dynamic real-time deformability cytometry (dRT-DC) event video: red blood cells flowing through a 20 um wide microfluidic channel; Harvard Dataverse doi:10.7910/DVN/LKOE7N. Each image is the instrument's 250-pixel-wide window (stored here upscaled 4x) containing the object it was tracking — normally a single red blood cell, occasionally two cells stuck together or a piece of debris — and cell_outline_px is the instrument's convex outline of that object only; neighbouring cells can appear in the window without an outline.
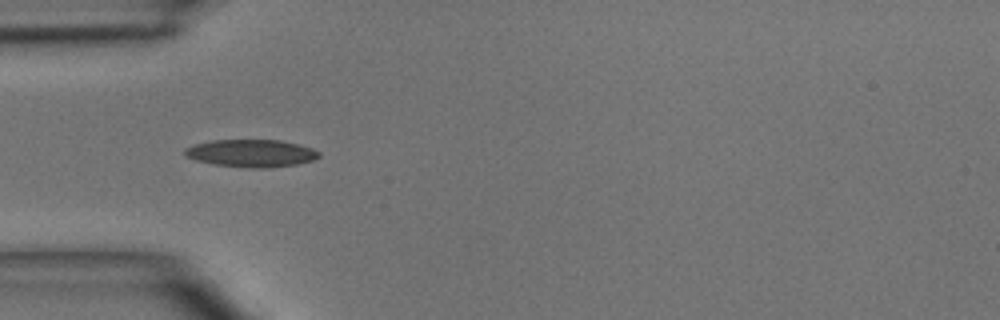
{"species": "common noctule bat (a hibernating species)", "species_latin": "Nyctalus noctula", "temperature_condition": "room temperature", "stored_images_in_passage": 2, "camera_frame_rate_fps": 3000, "um_per_image_px": 0.085, "animal": {"sex": "male", "body_mass_g": 15.6}, "frame": {"image": 1, "passage_image": 1, "time_ms": 0.0, "image_size_px": [1000, 320], "cell_outline_px": [[320, 156], [312, 160], [296, 164], [264, 168], [252, 168], [212, 164], [196, 160], [184, 156], [184, 148], [196, 144], [212, 140], [280, 140], [312, 148], [320, 152]], "centroid_in_image_um": [21.32, 13.02], "position_along_channel_um": 63.7, "area_um2": 21.39}}